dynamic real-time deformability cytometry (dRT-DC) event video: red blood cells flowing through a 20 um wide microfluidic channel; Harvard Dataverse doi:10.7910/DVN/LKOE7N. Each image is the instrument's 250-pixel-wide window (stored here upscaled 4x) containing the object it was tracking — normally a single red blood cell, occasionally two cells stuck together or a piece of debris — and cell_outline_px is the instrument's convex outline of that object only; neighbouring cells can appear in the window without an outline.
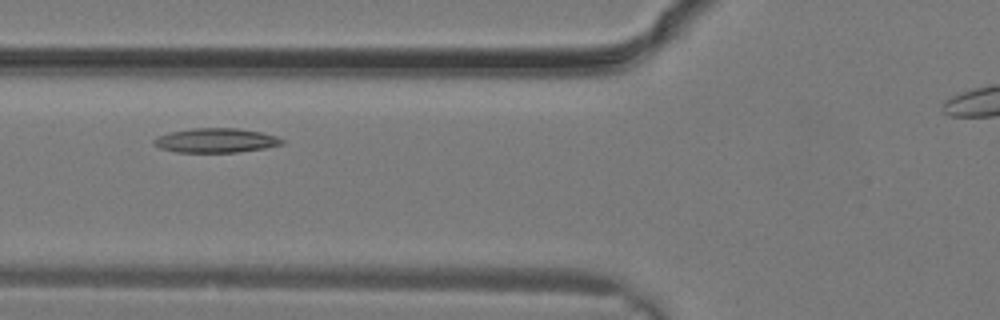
{"species": "common noctule bat (a hibernating species)", "species_latin": "Nyctalus noctula", "temperature_condition": "warm", "stored_images_in_passage": 13, "camera_frame_rate_fps": 3000, "um_per_image_px": 0.085, "animal": {"sex": "male", "body_mass_g": 19.2, "forearm_length_mm": 51.8}, "frame": {"image": 1, "passage_image": 8, "time_ms": 2.333, "image_size_px": [1000, 320], "cell_outline_px": [[284, 144], [264, 148], [236, 152], [176, 152], [160, 148], [152, 144], [152, 140], [156, 136], [172, 132], [192, 128], [236, 128], [260, 132], [276, 136], [284, 140]], "centroid_in_image_um": [18.32, 11.94], "position_along_channel_um": 107.5, "area_um2": 18.15}}
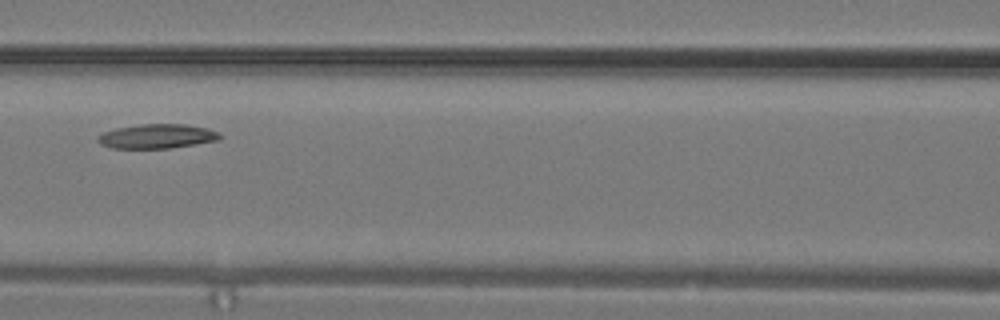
{"frame": {"image": 2, "passage_image": 10, "time_ms": 3.0, "image_size_px": [1000, 320], "cell_outline_px": [[224, 136], [220, 140], [196, 144], [168, 148], [112, 148], [100, 144], [96, 140], [96, 136], [104, 132], [116, 128], [140, 124], [184, 124], [208, 128], [220, 132]], "centroid_in_image_um": [13.38, 11.58], "position_along_channel_um": 153.2, "area_um2": 17.51}}
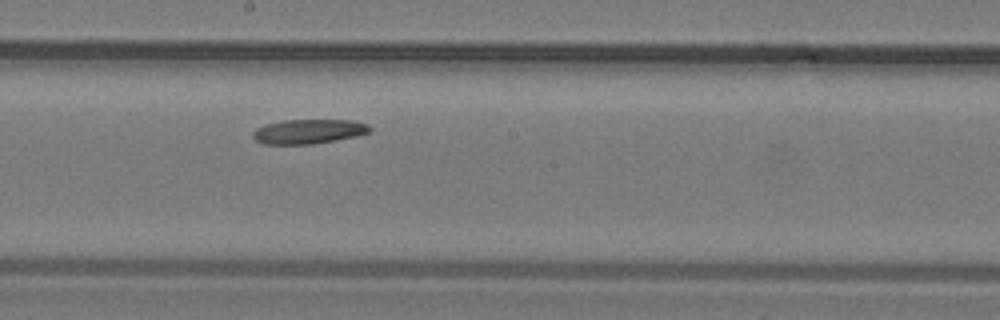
{"frame": {"image": 3, "passage_image": 13, "time_ms": 4.0, "image_size_px": [1000, 320], "cell_outline_px": [[372, 132], [356, 136], [336, 140], [312, 144], [264, 144], [256, 140], [252, 136], [252, 132], [256, 128], [264, 124], [284, 120], [352, 120], [368, 124], [372, 128]], "centroid_in_image_um": [26.24, 11.17], "position_along_channel_um": 222.0, "area_um2": 16.82}}